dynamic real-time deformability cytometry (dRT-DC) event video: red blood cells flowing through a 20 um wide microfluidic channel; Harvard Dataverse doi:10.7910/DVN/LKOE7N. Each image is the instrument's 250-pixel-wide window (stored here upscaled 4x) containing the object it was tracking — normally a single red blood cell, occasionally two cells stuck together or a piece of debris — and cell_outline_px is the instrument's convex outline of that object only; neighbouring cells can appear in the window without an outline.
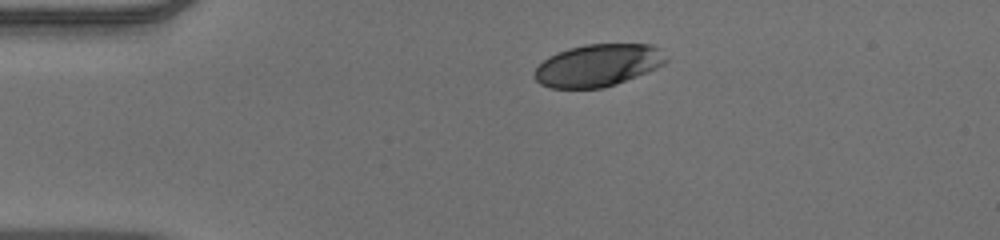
{"species": "human", "species_latin": "Homo sapiens", "temperature_condition": "warm", "stored_images_in_passage": 43, "camera_frame_rate_fps": 3000, "um_per_image_px": 0.085, "donor": {"sex": "male"}, "frame": {"image": 1, "passage_image": 1, "time_ms": 0.0, "image_size_px": [1000, 240], "cell_outline_px": [[668, 60], [664, 64], [656, 68], [616, 84], [604, 88], [552, 88], [540, 84], [532, 76], [532, 72], [548, 56], [556, 52], [568, 48], [584, 44], [652, 44]], "centroid_in_image_um": [50.76, 5.55], "position_along_channel_um": 34.2, "area_um2": 32.37}}
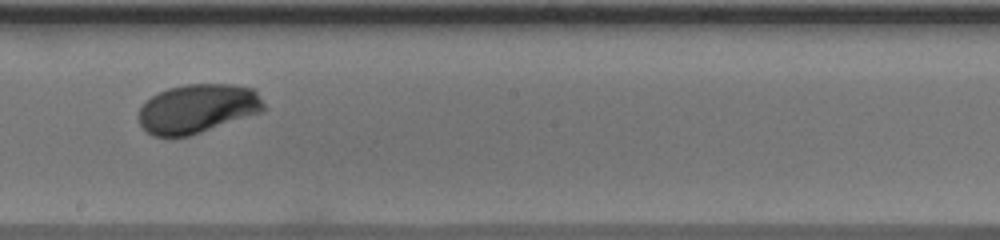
{"frame": {"image": 2, "passage_image": 20, "time_ms": 6.333, "image_size_px": [1000, 240], "cell_outline_px": [[264, 112], [188, 136], [152, 136], [140, 124], [140, 108], [152, 96], [168, 88], [184, 84], [232, 84], [256, 88], [264, 104]], "centroid_in_image_um": [16.85, 9.22], "position_along_channel_um": 231.3, "area_um2": 35.72}}
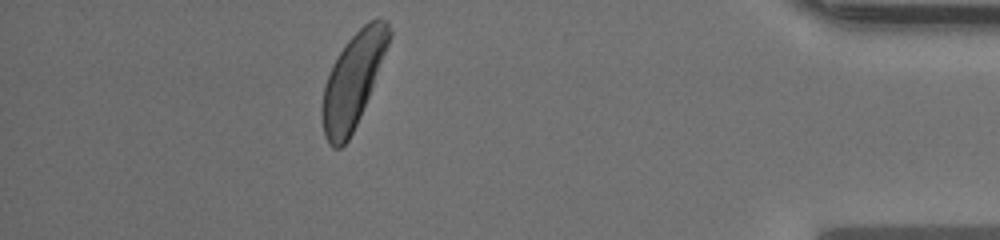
{"frame": {"image": 3, "passage_image": 37, "time_ms": 12.0, "image_size_px": [1000, 240], "cell_outline_px": [[392, 36], [360, 116], [348, 140], [340, 148], [332, 148], [328, 144], [324, 136], [320, 112], [320, 108], [324, 88], [332, 64], [344, 44], [368, 20], [376, 16], [388, 20], [392, 32]], "centroid_in_image_um": [29.99, 6.8], "position_along_channel_um": 405.2, "area_um2": 36.59}, "authors_computed_cell_mechanics": {"area_um2": 35.547, "velocity_mm_per_s": 3.8782, "shape_relaxation_time_tau1_ms": 3.4001, "shape_relaxation_time_tau2_ms": null, "deformation_change_tau1": 0.166, "deformation_change_tau2": null}}